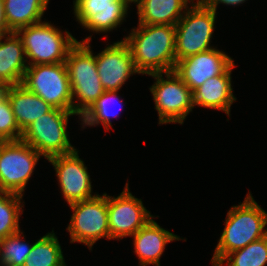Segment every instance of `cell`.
Instances as JSON below:
<instances>
[{"label":"cell","mask_w":267,"mask_h":266,"mask_svg":"<svg viewBox=\"0 0 267 266\" xmlns=\"http://www.w3.org/2000/svg\"><path fill=\"white\" fill-rule=\"evenodd\" d=\"M123 39L129 46L139 74L174 71L175 26L139 24Z\"/></svg>","instance_id":"6da1fadb"},{"label":"cell","mask_w":267,"mask_h":266,"mask_svg":"<svg viewBox=\"0 0 267 266\" xmlns=\"http://www.w3.org/2000/svg\"><path fill=\"white\" fill-rule=\"evenodd\" d=\"M267 212L247 194L244 202L231 207L227 213L225 228L211 259L212 265H219L231 252L246 247L248 244L267 235Z\"/></svg>","instance_id":"7a4b0ae2"},{"label":"cell","mask_w":267,"mask_h":266,"mask_svg":"<svg viewBox=\"0 0 267 266\" xmlns=\"http://www.w3.org/2000/svg\"><path fill=\"white\" fill-rule=\"evenodd\" d=\"M90 36L82 42L77 41L65 60L72 98L77 96L79 103L73 104V112L82 116L105 92L102 87L95 56L90 49Z\"/></svg>","instance_id":"3957f363"},{"label":"cell","mask_w":267,"mask_h":266,"mask_svg":"<svg viewBox=\"0 0 267 266\" xmlns=\"http://www.w3.org/2000/svg\"><path fill=\"white\" fill-rule=\"evenodd\" d=\"M23 32V33H22ZM25 56L31 61L27 65L57 64L65 62L69 49L77 40L69 33L62 32L48 22H40L19 29Z\"/></svg>","instance_id":"277c9868"},{"label":"cell","mask_w":267,"mask_h":266,"mask_svg":"<svg viewBox=\"0 0 267 266\" xmlns=\"http://www.w3.org/2000/svg\"><path fill=\"white\" fill-rule=\"evenodd\" d=\"M187 9L175 25L176 62L212 49L209 44L217 12L207 4H193Z\"/></svg>","instance_id":"5b68a950"},{"label":"cell","mask_w":267,"mask_h":266,"mask_svg":"<svg viewBox=\"0 0 267 266\" xmlns=\"http://www.w3.org/2000/svg\"><path fill=\"white\" fill-rule=\"evenodd\" d=\"M22 85L52 108L73 111L74 100L65 62L28 65Z\"/></svg>","instance_id":"8992f818"},{"label":"cell","mask_w":267,"mask_h":266,"mask_svg":"<svg viewBox=\"0 0 267 266\" xmlns=\"http://www.w3.org/2000/svg\"><path fill=\"white\" fill-rule=\"evenodd\" d=\"M71 115L75 113L53 108L28 126L23 131L21 140L32 146L46 159L71 153L76 150L71 145L66 132L68 118Z\"/></svg>","instance_id":"52a82bcc"},{"label":"cell","mask_w":267,"mask_h":266,"mask_svg":"<svg viewBox=\"0 0 267 266\" xmlns=\"http://www.w3.org/2000/svg\"><path fill=\"white\" fill-rule=\"evenodd\" d=\"M162 74H149L156 79L150 91L158 111L159 124H183L188 113L194 108L192 91L174 71L165 72L166 79L162 78Z\"/></svg>","instance_id":"ba28073f"},{"label":"cell","mask_w":267,"mask_h":266,"mask_svg":"<svg viewBox=\"0 0 267 266\" xmlns=\"http://www.w3.org/2000/svg\"><path fill=\"white\" fill-rule=\"evenodd\" d=\"M40 156L22 140L0 142V191L23 195Z\"/></svg>","instance_id":"9c48e42d"},{"label":"cell","mask_w":267,"mask_h":266,"mask_svg":"<svg viewBox=\"0 0 267 266\" xmlns=\"http://www.w3.org/2000/svg\"><path fill=\"white\" fill-rule=\"evenodd\" d=\"M73 210L67 230L71 243L80 242L92 248L93 244L102 237L110 238L107 211V194L76 202L69 205Z\"/></svg>","instance_id":"30bf717a"},{"label":"cell","mask_w":267,"mask_h":266,"mask_svg":"<svg viewBox=\"0 0 267 266\" xmlns=\"http://www.w3.org/2000/svg\"><path fill=\"white\" fill-rule=\"evenodd\" d=\"M128 186L127 183L118 197L107 196L111 239L132 236L153 218L143 206L141 199L135 198L130 193Z\"/></svg>","instance_id":"8fae6325"},{"label":"cell","mask_w":267,"mask_h":266,"mask_svg":"<svg viewBox=\"0 0 267 266\" xmlns=\"http://www.w3.org/2000/svg\"><path fill=\"white\" fill-rule=\"evenodd\" d=\"M47 160L55 168L61 191L69 205L96 196L91 194L90 175L78 151L56 155Z\"/></svg>","instance_id":"7c38bea8"},{"label":"cell","mask_w":267,"mask_h":266,"mask_svg":"<svg viewBox=\"0 0 267 266\" xmlns=\"http://www.w3.org/2000/svg\"><path fill=\"white\" fill-rule=\"evenodd\" d=\"M74 13L84 28L96 33L117 28L127 15L130 0H74Z\"/></svg>","instance_id":"4fadbf2b"},{"label":"cell","mask_w":267,"mask_h":266,"mask_svg":"<svg viewBox=\"0 0 267 266\" xmlns=\"http://www.w3.org/2000/svg\"><path fill=\"white\" fill-rule=\"evenodd\" d=\"M232 64L231 57L212 48L177 61L174 72L193 92L209 78L222 75Z\"/></svg>","instance_id":"5bb4252c"},{"label":"cell","mask_w":267,"mask_h":266,"mask_svg":"<svg viewBox=\"0 0 267 266\" xmlns=\"http://www.w3.org/2000/svg\"><path fill=\"white\" fill-rule=\"evenodd\" d=\"M97 72L105 91H118L136 70L128 44L118 41L95 55Z\"/></svg>","instance_id":"9a60e30c"},{"label":"cell","mask_w":267,"mask_h":266,"mask_svg":"<svg viewBox=\"0 0 267 266\" xmlns=\"http://www.w3.org/2000/svg\"><path fill=\"white\" fill-rule=\"evenodd\" d=\"M132 236L140 266H147L148 264L160 266L159 260L165 245L174 240H180L177 235L161 228L153 219Z\"/></svg>","instance_id":"2e32d148"},{"label":"cell","mask_w":267,"mask_h":266,"mask_svg":"<svg viewBox=\"0 0 267 266\" xmlns=\"http://www.w3.org/2000/svg\"><path fill=\"white\" fill-rule=\"evenodd\" d=\"M234 63L222 74L209 78L193 94V106L200 105L224 111L228 116L236 98L231 87V71Z\"/></svg>","instance_id":"e0dca14e"},{"label":"cell","mask_w":267,"mask_h":266,"mask_svg":"<svg viewBox=\"0 0 267 266\" xmlns=\"http://www.w3.org/2000/svg\"><path fill=\"white\" fill-rule=\"evenodd\" d=\"M7 97L20 130L23 132L35 120L53 108L22 84L9 87Z\"/></svg>","instance_id":"ac0fdd59"},{"label":"cell","mask_w":267,"mask_h":266,"mask_svg":"<svg viewBox=\"0 0 267 266\" xmlns=\"http://www.w3.org/2000/svg\"><path fill=\"white\" fill-rule=\"evenodd\" d=\"M5 41L2 42V39ZM23 42L16 32L0 37V78L8 85L22 84L25 76L27 58Z\"/></svg>","instance_id":"d6986e66"},{"label":"cell","mask_w":267,"mask_h":266,"mask_svg":"<svg viewBox=\"0 0 267 266\" xmlns=\"http://www.w3.org/2000/svg\"><path fill=\"white\" fill-rule=\"evenodd\" d=\"M137 3L139 24L173 25L183 17L188 8L187 0H139Z\"/></svg>","instance_id":"ffe728a7"},{"label":"cell","mask_w":267,"mask_h":266,"mask_svg":"<svg viewBox=\"0 0 267 266\" xmlns=\"http://www.w3.org/2000/svg\"><path fill=\"white\" fill-rule=\"evenodd\" d=\"M49 0H4L7 26L11 32L42 22Z\"/></svg>","instance_id":"44dd1931"},{"label":"cell","mask_w":267,"mask_h":266,"mask_svg":"<svg viewBox=\"0 0 267 266\" xmlns=\"http://www.w3.org/2000/svg\"><path fill=\"white\" fill-rule=\"evenodd\" d=\"M61 246L53 231L33 244L23 266H66Z\"/></svg>","instance_id":"7402d4cb"},{"label":"cell","mask_w":267,"mask_h":266,"mask_svg":"<svg viewBox=\"0 0 267 266\" xmlns=\"http://www.w3.org/2000/svg\"><path fill=\"white\" fill-rule=\"evenodd\" d=\"M23 195L0 191V240L17 233Z\"/></svg>","instance_id":"603a6c76"},{"label":"cell","mask_w":267,"mask_h":266,"mask_svg":"<svg viewBox=\"0 0 267 266\" xmlns=\"http://www.w3.org/2000/svg\"><path fill=\"white\" fill-rule=\"evenodd\" d=\"M225 260H227V266H265L267 263V235L242 249L229 253L217 266H223Z\"/></svg>","instance_id":"cb8c5ba5"},{"label":"cell","mask_w":267,"mask_h":266,"mask_svg":"<svg viewBox=\"0 0 267 266\" xmlns=\"http://www.w3.org/2000/svg\"><path fill=\"white\" fill-rule=\"evenodd\" d=\"M118 91H105L92 105V107L86 111L81 119L85 126H94L96 124L102 123L104 128L109 130V127L112 126L110 117H114L118 112H112L109 108L110 103L117 105L119 98L117 96ZM117 101V102H116ZM116 102V103H115ZM121 104V103H120ZM115 107V106H114Z\"/></svg>","instance_id":"d4e9b609"},{"label":"cell","mask_w":267,"mask_h":266,"mask_svg":"<svg viewBox=\"0 0 267 266\" xmlns=\"http://www.w3.org/2000/svg\"><path fill=\"white\" fill-rule=\"evenodd\" d=\"M20 231L0 240L1 266H23L33 244L22 242Z\"/></svg>","instance_id":"484cf974"},{"label":"cell","mask_w":267,"mask_h":266,"mask_svg":"<svg viewBox=\"0 0 267 266\" xmlns=\"http://www.w3.org/2000/svg\"><path fill=\"white\" fill-rule=\"evenodd\" d=\"M22 133L6 96L0 101V142L21 140Z\"/></svg>","instance_id":"4316f807"},{"label":"cell","mask_w":267,"mask_h":266,"mask_svg":"<svg viewBox=\"0 0 267 266\" xmlns=\"http://www.w3.org/2000/svg\"><path fill=\"white\" fill-rule=\"evenodd\" d=\"M12 33L7 26L5 12H4V0H0V37L7 36Z\"/></svg>","instance_id":"83f0119b"},{"label":"cell","mask_w":267,"mask_h":266,"mask_svg":"<svg viewBox=\"0 0 267 266\" xmlns=\"http://www.w3.org/2000/svg\"><path fill=\"white\" fill-rule=\"evenodd\" d=\"M246 0H210V2L207 4L209 7H211L213 10H217V5L219 3H224L226 5H237V4H242Z\"/></svg>","instance_id":"f1b7e54d"},{"label":"cell","mask_w":267,"mask_h":266,"mask_svg":"<svg viewBox=\"0 0 267 266\" xmlns=\"http://www.w3.org/2000/svg\"><path fill=\"white\" fill-rule=\"evenodd\" d=\"M9 87L10 85L7 84L5 87L0 88V101L3 100L7 96Z\"/></svg>","instance_id":"f546056e"},{"label":"cell","mask_w":267,"mask_h":266,"mask_svg":"<svg viewBox=\"0 0 267 266\" xmlns=\"http://www.w3.org/2000/svg\"><path fill=\"white\" fill-rule=\"evenodd\" d=\"M187 1H189V0H187ZM191 1H192V4H194L193 0H191ZM209 2H210V0H197V2L195 4H208Z\"/></svg>","instance_id":"4dcf8cb0"},{"label":"cell","mask_w":267,"mask_h":266,"mask_svg":"<svg viewBox=\"0 0 267 266\" xmlns=\"http://www.w3.org/2000/svg\"><path fill=\"white\" fill-rule=\"evenodd\" d=\"M7 84L0 78V88L5 87Z\"/></svg>","instance_id":"1f68e13d"},{"label":"cell","mask_w":267,"mask_h":266,"mask_svg":"<svg viewBox=\"0 0 267 266\" xmlns=\"http://www.w3.org/2000/svg\"><path fill=\"white\" fill-rule=\"evenodd\" d=\"M139 0H130V3H132V2H134V3H136V2H138Z\"/></svg>","instance_id":"d6a6232c"}]
</instances>
